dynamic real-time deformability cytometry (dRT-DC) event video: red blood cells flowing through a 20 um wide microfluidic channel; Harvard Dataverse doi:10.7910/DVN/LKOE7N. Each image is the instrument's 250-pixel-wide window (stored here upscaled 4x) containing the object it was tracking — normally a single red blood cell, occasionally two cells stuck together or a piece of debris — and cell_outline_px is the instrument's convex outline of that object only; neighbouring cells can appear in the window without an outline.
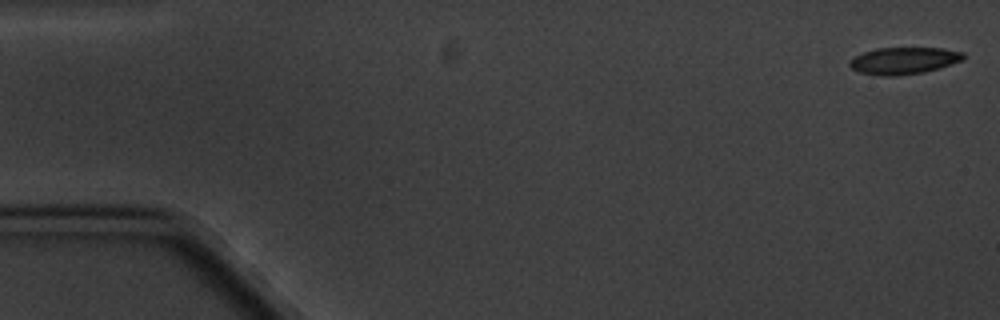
{"species": "common noctule bat (a hibernating species)", "species_latin": "Nyctalus noctula", "temperature_condition": "cold", "stored_images_in_passage": 5, "camera_frame_rate_fps": 3000, "um_per_image_px": 0.085, "animal": {"sex": "male", "body_mass_g": 20.1, "forearm_length_mm": 53.5}, "frame": {"image": 1, "passage_image": 1, "time_ms": 0.0, "image_size_px": [1000, 320], "cell_outline_px": [[964, 60], [924, 72], [896, 76], [884, 76], [860, 72], [852, 68], [848, 64], [848, 60], [864, 52], [876, 48], [940, 48], [964, 52]], "centroid_in_image_um": [76.81, 5.15], "position_along_channel_um": 8.2, "area_um2": 17.74}}
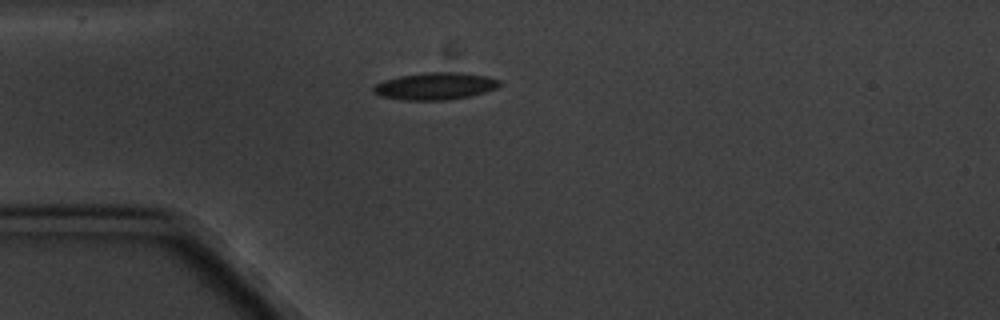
{"frame": {"image": 2, "passage_image": 5, "time_ms": 4.667, "image_size_px": [1000, 320], "cell_outline_px": [[500, 84], [496, 88], [484, 92], [468, 96], [448, 100], [404, 100], [380, 96], [372, 92], [372, 88], [376, 84], [384, 80], [400, 76], [424, 72], [460, 72], [488, 76], [500, 80]], "centroid_in_image_um": [36.98, 7.31], "position_along_channel_um": 48.0, "area_um2": 20.0}}